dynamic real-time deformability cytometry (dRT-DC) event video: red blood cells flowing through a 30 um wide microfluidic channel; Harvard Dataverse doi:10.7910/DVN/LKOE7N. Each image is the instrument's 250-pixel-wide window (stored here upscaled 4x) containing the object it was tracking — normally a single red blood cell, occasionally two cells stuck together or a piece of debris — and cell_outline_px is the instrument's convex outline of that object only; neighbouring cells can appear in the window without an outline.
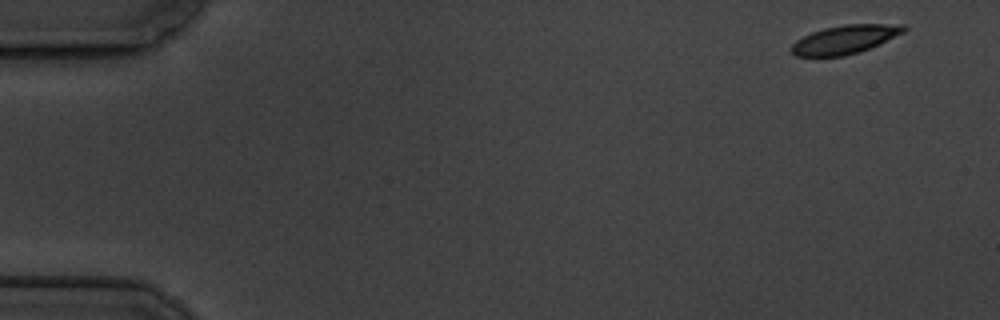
{"species": "common noctule bat (a hibernating species)", "species_latin": "Nyctalus noctula", "temperature_condition": "cold", "stored_images_in_passage": 4, "camera_frame_rate_fps": 3000, "um_per_image_px": 0.085, "animal": {"sex": "male", "body_mass_g": 19.5, "forearm_length_mm": 54.6}, "frame": {"image": 1, "passage_image": 1, "time_ms": 0.0, "image_size_px": [1000, 320], "cell_outline_px": [[908, 28], [904, 32], [860, 52], [844, 56], [796, 56], [788, 48], [796, 40], [812, 32], [824, 28], [844, 24], [904, 24]], "centroid_in_image_um": [71.8, 3.35], "position_along_channel_um": 13.2, "area_um2": 18.67}}
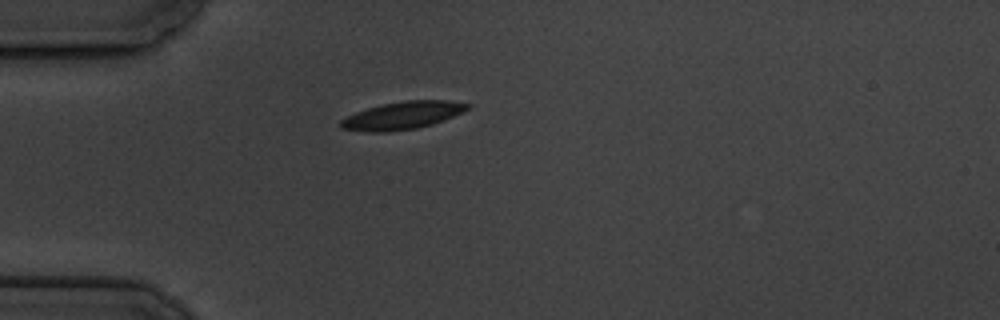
{"frame": {"image": 2, "passage_image": 4, "time_ms": 4.333, "image_size_px": [1000, 320], "cell_outline_px": [[472, 104], [464, 112], [444, 120], [432, 124], [416, 128], [384, 132], [368, 132], [340, 128], [340, 120], [356, 112], [368, 108], [384, 104], [404, 100], [448, 100]], "centroid_in_image_um": [34.24, 9.81], "position_along_channel_um": 50.8, "area_um2": 20.35}}